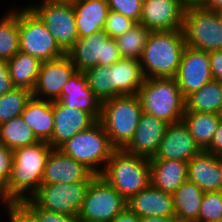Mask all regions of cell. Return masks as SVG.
I'll use <instances>...</instances> for the list:
<instances>
[{"mask_svg":"<svg viewBox=\"0 0 222 222\" xmlns=\"http://www.w3.org/2000/svg\"><path fill=\"white\" fill-rule=\"evenodd\" d=\"M186 46L182 30L151 31L139 59L145 79L176 77Z\"/></svg>","mask_w":222,"mask_h":222,"instance_id":"cell-1","label":"cell"},{"mask_svg":"<svg viewBox=\"0 0 222 222\" xmlns=\"http://www.w3.org/2000/svg\"><path fill=\"white\" fill-rule=\"evenodd\" d=\"M24 122L32 129L39 141L49 142L54 131L53 101L35 97L27 102L21 114Z\"/></svg>","mask_w":222,"mask_h":222,"instance_id":"cell-24","label":"cell"},{"mask_svg":"<svg viewBox=\"0 0 222 222\" xmlns=\"http://www.w3.org/2000/svg\"><path fill=\"white\" fill-rule=\"evenodd\" d=\"M216 156H222V122H219L210 146L205 150Z\"/></svg>","mask_w":222,"mask_h":222,"instance_id":"cell-44","label":"cell"},{"mask_svg":"<svg viewBox=\"0 0 222 222\" xmlns=\"http://www.w3.org/2000/svg\"><path fill=\"white\" fill-rule=\"evenodd\" d=\"M182 31L186 45L206 52L222 50V24L217 12L196 2L186 6Z\"/></svg>","mask_w":222,"mask_h":222,"instance_id":"cell-7","label":"cell"},{"mask_svg":"<svg viewBox=\"0 0 222 222\" xmlns=\"http://www.w3.org/2000/svg\"><path fill=\"white\" fill-rule=\"evenodd\" d=\"M19 50L41 62L66 54L44 23L28 6L19 9Z\"/></svg>","mask_w":222,"mask_h":222,"instance_id":"cell-8","label":"cell"},{"mask_svg":"<svg viewBox=\"0 0 222 222\" xmlns=\"http://www.w3.org/2000/svg\"><path fill=\"white\" fill-rule=\"evenodd\" d=\"M79 38L103 31L109 12L107 0H72Z\"/></svg>","mask_w":222,"mask_h":222,"instance_id":"cell-23","label":"cell"},{"mask_svg":"<svg viewBox=\"0 0 222 222\" xmlns=\"http://www.w3.org/2000/svg\"><path fill=\"white\" fill-rule=\"evenodd\" d=\"M203 196L201 188L187 179L172 193L175 217L182 222H197Z\"/></svg>","mask_w":222,"mask_h":222,"instance_id":"cell-27","label":"cell"},{"mask_svg":"<svg viewBox=\"0 0 222 222\" xmlns=\"http://www.w3.org/2000/svg\"><path fill=\"white\" fill-rule=\"evenodd\" d=\"M32 96V91L17 87L0 96V125L20 116Z\"/></svg>","mask_w":222,"mask_h":222,"instance_id":"cell-34","label":"cell"},{"mask_svg":"<svg viewBox=\"0 0 222 222\" xmlns=\"http://www.w3.org/2000/svg\"><path fill=\"white\" fill-rule=\"evenodd\" d=\"M175 78L185 99L211 81L208 52L186 46Z\"/></svg>","mask_w":222,"mask_h":222,"instance_id":"cell-14","label":"cell"},{"mask_svg":"<svg viewBox=\"0 0 222 222\" xmlns=\"http://www.w3.org/2000/svg\"><path fill=\"white\" fill-rule=\"evenodd\" d=\"M40 142L20 116L0 125V143L15 150Z\"/></svg>","mask_w":222,"mask_h":222,"instance_id":"cell-31","label":"cell"},{"mask_svg":"<svg viewBox=\"0 0 222 222\" xmlns=\"http://www.w3.org/2000/svg\"><path fill=\"white\" fill-rule=\"evenodd\" d=\"M13 164V150L0 143V175L9 181Z\"/></svg>","mask_w":222,"mask_h":222,"instance_id":"cell-41","label":"cell"},{"mask_svg":"<svg viewBox=\"0 0 222 222\" xmlns=\"http://www.w3.org/2000/svg\"><path fill=\"white\" fill-rule=\"evenodd\" d=\"M141 222H180L175 216L169 217H144L141 218Z\"/></svg>","mask_w":222,"mask_h":222,"instance_id":"cell-48","label":"cell"},{"mask_svg":"<svg viewBox=\"0 0 222 222\" xmlns=\"http://www.w3.org/2000/svg\"><path fill=\"white\" fill-rule=\"evenodd\" d=\"M54 131L48 142L59 148L76 133L84 131L97 121L89 114L76 108L66 107L60 100L53 101Z\"/></svg>","mask_w":222,"mask_h":222,"instance_id":"cell-17","label":"cell"},{"mask_svg":"<svg viewBox=\"0 0 222 222\" xmlns=\"http://www.w3.org/2000/svg\"><path fill=\"white\" fill-rule=\"evenodd\" d=\"M127 207L140 218L175 216L172 194L151 184L127 200Z\"/></svg>","mask_w":222,"mask_h":222,"instance_id":"cell-21","label":"cell"},{"mask_svg":"<svg viewBox=\"0 0 222 222\" xmlns=\"http://www.w3.org/2000/svg\"><path fill=\"white\" fill-rule=\"evenodd\" d=\"M97 176L91 173L84 181L41 184L30 199L46 211L78 216L89 186Z\"/></svg>","mask_w":222,"mask_h":222,"instance_id":"cell-9","label":"cell"},{"mask_svg":"<svg viewBox=\"0 0 222 222\" xmlns=\"http://www.w3.org/2000/svg\"><path fill=\"white\" fill-rule=\"evenodd\" d=\"M111 222H141V218L126 207Z\"/></svg>","mask_w":222,"mask_h":222,"instance_id":"cell-45","label":"cell"},{"mask_svg":"<svg viewBox=\"0 0 222 222\" xmlns=\"http://www.w3.org/2000/svg\"><path fill=\"white\" fill-rule=\"evenodd\" d=\"M109 10L120 13L139 23L143 0H107Z\"/></svg>","mask_w":222,"mask_h":222,"instance_id":"cell-39","label":"cell"},{"mask_svg":"<svg viewBox=\"0 0 222 222\" xmlns=\"http://www.w3.org/2000/svg\"><path fill=\"white\" fill-rule=\"evenodd\" d=\"M0 200L6 205H10V189L8 181L0 175Z\"/></svg>","mask_w":222,"mask_h":222,"instance_id":"cell-47","label":"cell"},{"mask_svg":"<svg viewBox=\"0 0 222 222\" xmlns=\"http://www.w3.org/2000/svg\"><path fill=\"white\" fill-rule=\"evenodd\" d=\"M217 14H218V17H219V19L221 21V24H222V11L221 12H217Z\"/></svg>","mask_w":222,"mask_h":222,"instance_id":"cell-51","label":"cell"},{"mask_svg":"<svg viewBox=\"0 0 222 222\" xmlns=\"http://www.w3.org/2000/svg\"><path fill=\"white\" fill-rule=\"evenodd\" d=\"M76 71L67 54L41 62L35 88L32 91L33 97L41 100L46 97L48 101L59 100L63 86Z\"/></svg>","mask_w":222,"mask_h":222,"instance_id":"cell-15","label":"cell"},{"mask_svg":"<svg viewBox=\"0 0 222 222\" xmlns=\"http://www.w3.org/2000/svg\"><path fill=\"white\" fill-rule=\"evenodd\" d=\"M187 175L203 192L222 190L219 156L202 151L188 162Z\"/></svg>","mask_w":222,"mask_h":222,"instance_id":"cell-22","label":"cell"},{"mask_svg":"<svg viewBox=\"0 0 222 222\" xmlns=\"http://www.w3.org/2000/svg\"><path fill=\"white\" fill-rule=\"evenodd\" d=\"M187 167L180 160H150L151 185L172 194L188 179Z\"/></svg>","mask_w":222,"mask_h":222,"instance_id":"cell-26","label":"cell"},{"mask_svg":"<svg viewBox=\"0 0 222 222\" xmlns=\"http://www.w3.org/2000/svg\"><path fill=\"white\" fill-rule=\"evenodd\" d=\"M108 67L112 71V98L137 94L145 80L139 60L122 58Z\"/></svg>","mask_w":222,"mask_h":222,"instance_id":"cell-25","label":"cell"},{"mask_svg":"<svg viewBox=\"0 0 222 222\" xmlns=\"http://www.w3.org/2000/svg\"><path fill=\"white\" fill-rule=\"evenodd\" d=\"M59 100L66 107L89 113L96 121H100L102 102L93 95L83 72L76 71L72 75L63 86Z\"/></svg>","mask_w":222,"mask_h":222,"instance_id":"cell-19","label":"cell"},{"mask_svg":"<svg viewBox=\"0 0 222 222\" xmlns=\"http://www.w3.org/2000/svg\"><path fill=\"white\" fill-rule=\"evenodd\" d=\"M66 54L81 72L97 65L110 66L123 58L115 38L105 31L78 38Z\"/></svg>","mask_w":222,"mask_h":222,"instance_id":"cell-10","label":"cell"},{"mask_svg":"<svg viewBox=\"0 0 222 222\" xmlns=\"http://www.w3.org/2000/svg\"><path fill=\"white\" fill-rule=\"evenodd\" d=\"M10 222H37L36 217L21 203L6 205Z\"/></svg>","mask_w":222,"mask_h":222,"instance_id":"cell-40","label":"cell"},{"mask_svg":"<svg viewBox=\"0 0 222 222\" xmlns=\"http://www.w3.org/2000/svg\"><path fill=\"white\" fill-rule=\"evenodd\" d=\"M7 63L13 86L33 91L41 61L30 54L19 51Z\"/></svg>","mask_w":222,"mask_h":222,"instance_id":"cell-28","label":"cell"},{"mask_svg":"<svg viewBox=\"0 0 222 222\" xmlns=\"http://www.w3.org/2000/svg\"><path fill=\"white\" fill-rule=\"evenodd\" d=\"M137 96L144 113L168 124L182 121L186 99L175 77L147 78L139 88Z\"/></svg>","mask_w":222,"mask_h":222,"instance_id":"cell-4","label":"cell"},{"mask_svg":"<svg viewBox=\"0 0 222 222\" xmlns=\"http://www.w3.org/2000/svg\"><path fill=\"white\" fill-rule=\"evenodd\" d=\"M208 55L213 79L222 83V50L209 52Z\"/></svg>","mask_w":222,"mask_h":222,"instance_id":"cell-42","label":"cell"},{"mask_svg":"<svg viewBox=\"0 0 222 222\" xmlns=\"http://www.w3.org/2000/svg\"><path fill=\"white\" fill-rule=\"evenodd\" d=\"M5 15L0 20V60L8 61L20 51L19 9Z\"/></svg>","mask_w":222,"mask_h":222,"instance_id":"cell-32","label":"cell"},{"mask_svg":"<svg viewBox=\"0 0 222 222\" xmlns=\"http://www.w3.org/2000/svg\"><path fill=\"white\" fill-rule=\"evenodd\" d=\"M58 149L75 161L82 163L96 175L103 172V168H100L98 164L102 163L105 168L115 150L100 121L90 128L76 133Z\"/></svg>","mask_w":222,"mask_h":222,"instance_id":"cell-6","label":"cell"},{"mask_svg":"<svg viewBox=\"0 0 222 222\" xmlns=\"http://www.w3.org/2000/svg\"><path fill=\"white\" fill-rule=\"evenodd\" d=\"M151 31L137 23L129 31L115 38L123 58L139 60Z\"/></svg>","mask_w":222,"mask_h":222,"instance_id":"cell-33","label":"cell"},{"mask_svg":"<svg viewBox=\"0 0 222 222\" xmlns=\"http://www.w3.org/2000/svg\"><path fill=\"white\" fill-rule=\"evenodd\" d=\"M21 203L36 217L37 222H78V216L46 211L39 208L30 198Z\"/></svg>","mask_w":222,"mask_h":222,"instance_id":"cell-38","label":"cell"},{"mask_svg":"<svg viewBox=\"0 0 222 222\" xmlns=\"http://www.w3.org/2000/svg\"><path fill=\"white\" fill-rule=\"evenodd\" d=\"M13 86L6 60H0V96L11 91Z\"/></svg>","mask_w":222,"mask_h":222,"instance_id":"cell-43","label":"cell"},{"mask_svg":"<svg viewBox=\"0 0 222 222\" xmlns=\"http://www.w3.org/2000/svg\"><path fill=\"white\" fill-rule=\"evenodd\" d=\"M222 218V190L204 192L197 222H215Z\"/></svg>","mask_w":222,"mask_h":222,"instance_id":"cell-36","label":"cell"},{"mask_svg":"<svg viewBox=\"0 0 222 222\" xmlns=\"http://www.w3.org/2000/svg\"><path fill=\"white\" fill-rule=\"evenodd\" d=\"M222 107V83L212 79L186 98L185 112L217 114Z\"/></svg>","mask_w":222,"mask_h":222,"instance_id":"cell-30","label":"cell"},{"mask_svg":"<svg viewBox=\"0 0 222 222\" xmlns=\"http://www.w3.org/2000/svg\"><path fill=\"white\" fill-rule=\"evenodd\" d=\"M52 149L48 142L40 141L13 150L12 172L8 181L10 204L29 199L38 190Z\"/></svg>","mask_w":222,"mask_h":222,"instance_id":"cell-2","label":"cell"},{"mask_svg":"<svg viewBox=\"0 0 222 222\" xmlns=\"http://www.w3.org/2000/svg\"><path fill=\"white\" fill-rule=\"evenodd\" d=\"M100 176L127 201L151 184L150 160L115 149Z\"/></svg>","mask_w":222,"mask_h":222,"instance_id":"cell-3","label":"cell"},{"mask_svg":"<svg viewBox=\"0 0 222 222\" xmlns=\"http://www.w3.org/2000/svg\"><path fill=\"white\" fill-rule=\"evenodd\" d=\"M195 2L207 10L214 12L222 11V0H195Z\"/></svg>","mask_w":222,"mask_h":222,"instance_id":"cell-46","label":"cell"},{"mask_svg":"<svg viewBox=\"0 0 222 222\" xmlns=\"http://www.w3.org/2000/svg\"><path fill=\"white\" fill-rule=\"evenodd\" d=\"M127 207V201L100 175L90 184L80 208V221L111 222Z\"/></svg>","mask_w":222,"mask_h":222,"instance_id":"cell-12","label":"cell"},{"mask_svg":"<svg viewBox=\"0 0 222 222\" xmlns=\"http://www.w3.org/2000/svg\"><path fill=\"white\" fill-rule=\"evenodd\" d=\"M215 222H222V218L218 219V220H217V221H215Z\"/></svg>","mask_w":222,"mask_h":222,"instance_id":"cell-52","label":"cell"},{"mask_svg":"<svg viewBox=\"0 0 222 222\" xmlns=\"http://www.w3.org/2000/svg\"><path fill=\"white\" fill-rule=\"evenodd\" d=\"M217 115H218L219 121L222 122V107L219 109Z\"/></svg>","mask_w":222,"mask_h":222,"instance_id":"cell-49","label":"cell"},{"mask_svg":"<svg viewBox=\"0 0 222 222\" xmlns=\"http://www.w3.org/2000/svg\"><path fill=\"white\" fill-rule=\"evenodd\" d=\"M182 121L203 151L210 146L220 122L217 114L199 112H185Z\"/></svg>","mask_w":222,"mask_h":222,"instance_id":"cell-29","label":"cell"},{"mask_svg":"<svg viewBox=\"0 0 222 222\" xmlns=\"http://www.w3.org/2000/svg\"><path fill=\"white\" fill-rule=\"evenodd\" d=\"M136 24L137 22L133 19L109 10L103 31H105L110 38H116L126 31H129Z\"/></svg>","mask_w":222,"mask_h":222,"instance_id":"cell-37","label":"cell"},{"mask_svg":"<svg viewBox=\"0 0 222 222\" xmlns=\"http://www.w3.org/2000/svg\"><path fill=\"white\" fill-rule=\"evenodd\" d=\"M188 0H143L139 23L149 31L182 30Z\"/></svg>","mask_w":222,"mask_h":222,"instance_id":"cell-13","label":"cell"},{"mask_svg":"<svg viewBox=\"0 0 222 222\" xmlns=\"http://www.w3.org/2000/svg\"><path fill=\"white\" fill-rule=\"evenodd\" d=\"M203 150L189 133L183 121L168 125L158 151L149 160H180L189 162Z\"/></svg>","mask_w":222,"mask_h":222,"instance_id":"cell-16","label":"cell"},{"mask_svg":"<svg viewBox=\"0 0 222 222\" xmlns=\"http://www.w3.org/2000/svg\"><path fill=\"white\" fill-rule=\"evenodd\" d=\"M168 123L155 116L142 113L132 140L124 148L130 154L154 157L165 135Z\"/></svg>","mask_w":222,"mask_h":222,"instance_id":"cell-18","label":"cell"},{"mask_svg":"<svg viewBox=\"0 0 222 222\" xmlns=\"http://www.w3.org/2000/svg\"><path fill=\"white\" fill-rule=\"evenodd\" d=\"M92 172L82 163L65 155L60 149L50 152L41 184H61L84 181Z\"/></svg>","mask_w":222,"mask_h":222,"instance_id":"cell-20","label":"cell"},{"mask_svg":"<svg viewBox=\"0 0 222 222\" xmlns=\"http://www.w3.org/2000/svg\"><path fill=\"white\" fill-rule=\"evenodd\" d=\"M220 168H221V178H222V156H219Z\"/></svg>","mask_w":222,"mask_h":222,"instance_id":"cell-50","label":"cell"},{"mask_svg":"<svg viewBox=\"0 0 222 222\" xmlns=\"http://www.w3.org/2000/svg\"><path fill=\"white\" fill-rule=\"evenodd\" d=\"M35 5H29V8L44 23L59 46L67 52L79 38L72 0H44L41 5Z\"/></svg>","mask_w":222,"mask_h":222,"instance_id":"cell-11","label":"cell"},{"mask_svg":"<svg viewBox=\"0 0 222 222\" xmlns=\"http://www.w3.org/2000/svg\"><path fill=\"white\" fill-rule=\"evenodd\" d=\"M142 113L137 94L120 95L102 102L100 122L115 149H124L129 144Z\"/></svg>","mask_w":222,"mask_h":222,"instance_id":"cell-5","label":"cell"},{"mask_svg":"<svg viewBox=\"0 0 222 222\" xmlns=\"http://www.w3.org/2000/svg\"><path fill=\"white\" fill-rule=\"evenodd\" d=\"M83 73L94 96L101 102L112 98V71L108 66L97 65Z\"/></svg>","mask_w":222,"mask_h":222,"instance_id":"cell-35","label":"cell"}]
</instances>
